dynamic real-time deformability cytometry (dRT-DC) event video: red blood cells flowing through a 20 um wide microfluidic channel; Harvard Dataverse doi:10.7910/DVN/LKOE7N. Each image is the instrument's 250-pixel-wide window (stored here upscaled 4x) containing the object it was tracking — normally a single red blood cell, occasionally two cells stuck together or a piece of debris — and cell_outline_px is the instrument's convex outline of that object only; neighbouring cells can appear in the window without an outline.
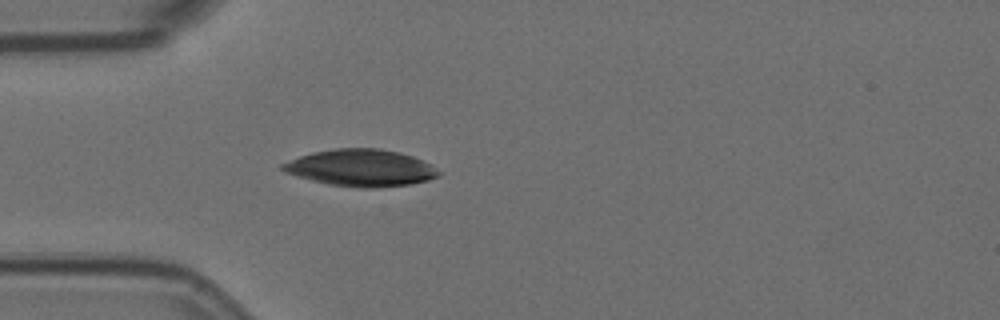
{"species": "Egyptian fruit bat (a non-hibernating species)", "species_latin": "Rousettus aegyptiacus", "temperature_condition": "room temperature", "stored_images_in_passage": 2, "camera_frame_rate_fps": 3000, "um_per_image_px": 0.085, "animal": {"sex": "female"}, "frame": {"image": 1, "passage_image": 2, "time_ms": 0.333, "image_size_px": [1000, 320], "cell_outline_px": [[444, 172], [440, 176], [428, 180], [412, 184], [376, 188], [356, 188], [328, 184], [296, 176], [284, 172], [280, 168], [280, 164], [300, 156], [312, 152], [336, 148], [380, 148], [400, 152], [424, 160], [432, 164]], "centroid_in_image_um": [30.73, 14.27], "position_along_channel_um": 54.3, "area_um2": 34.1}}